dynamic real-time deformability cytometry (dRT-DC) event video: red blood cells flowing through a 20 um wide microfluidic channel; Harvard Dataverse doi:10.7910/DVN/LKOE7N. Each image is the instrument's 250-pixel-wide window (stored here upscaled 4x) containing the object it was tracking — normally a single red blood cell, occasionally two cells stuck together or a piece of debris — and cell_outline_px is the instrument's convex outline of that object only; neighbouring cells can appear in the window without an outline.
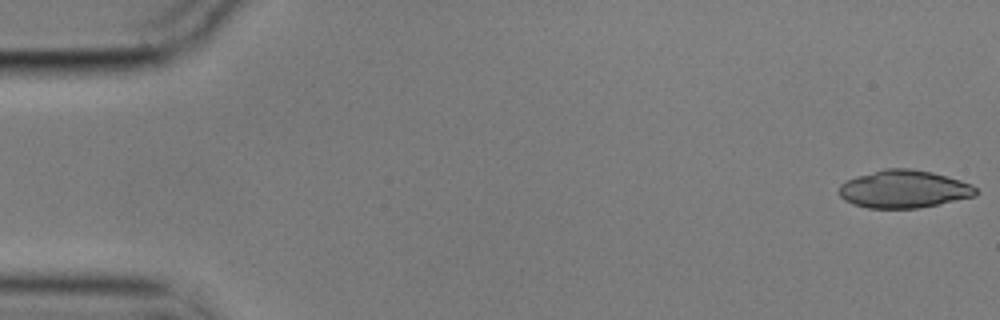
{"species": "common noctule bat (a hibernating species)", "species_latin": "Nyctalus noctula", "temperature_condition": "cold", "stored_images_in_passage": 56, "camera_frame_rate_fps": 3000, "um_per_image_px": 0.085, "animal": {"sex": "male", "body_mass_g": 17.9}, "frame": {"image": 1, "passage_image": 1, "time_ms": 0.0, "image_size_px": [1000, 320], "cell_outline_px": [[980, 192], [976, 196], [916, 208], [868, 208], [852, 204], [844, 200], [840, 196], [840, 184], [856, 176], [884, 168], [912, 168], [932, 172], [960, 180], [972, 184]], "centroid_in_image_um": [76.84, 16.06], "position_along_channel_um": 8.2, "area_um2": 30.11}}